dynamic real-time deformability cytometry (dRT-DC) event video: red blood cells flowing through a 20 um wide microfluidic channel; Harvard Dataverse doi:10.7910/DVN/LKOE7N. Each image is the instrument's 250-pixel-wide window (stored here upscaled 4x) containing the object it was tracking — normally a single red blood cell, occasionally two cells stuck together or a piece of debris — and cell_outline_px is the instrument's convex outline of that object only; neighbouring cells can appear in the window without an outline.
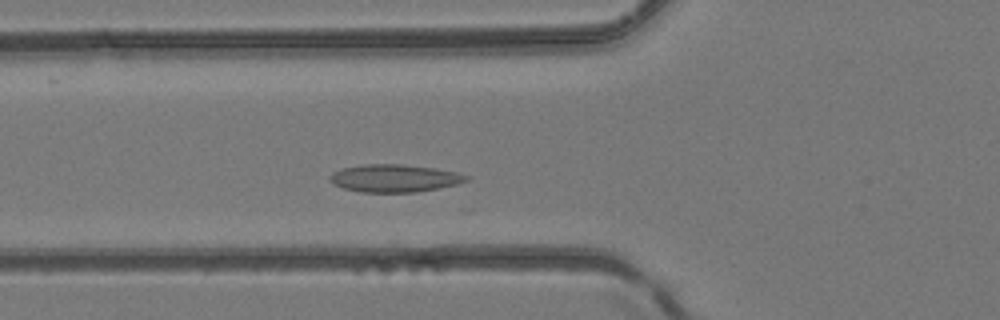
{"species": "common noctule bat (a hibernating species)", "species_latin": "Nyctalus noctula", "temperature_condition": "room temperature", "stored_images_in_passage": 15, "camera_frame_rate_fps": 3000, "um_per_image_px": 0.085, "animal": {"sex": "female", "body_mass_g": 24.6, "forearm_length_mm": 56.2}, "frame": {"image": 1, "passage_image": 10, "time_ms": 3.0, "image_size_px": [1000, 320], "cell_outline_px": [[468, 180], [456, 184], [416, 192], [360, 192], [344, 188], [332, 184], [328, 180], [328, 176], [332, 172], [344, 168], [364, 164], [400, 164], [432, 168], [456, 172], [468, 176]], "centroid_in_image_um": [33.46, 15.15], "position_along_channel_um": 92.3, "area_um2": 21.79}}
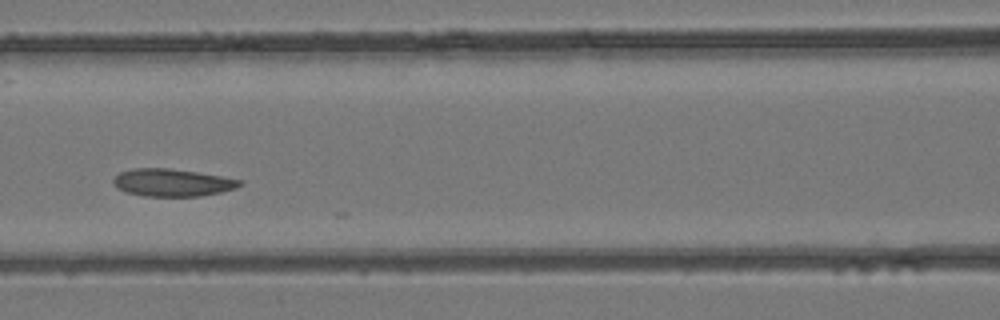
{"frame": {"image": 2, "passage_image": 14, "time_ms": 4.333, "image_size_px": [1000, 320], "cell_outline_px": [[244, 184], [236, 188], [220, 192], [200, 196], [144, 196], [124, 192], [116, 188], [112, 184], [112, 180], [120, 172], [132, 168], [168, 168], [196, 172], [244, 180]], "centroid_in_image_um": [14.62, 15.52], "position_along_channel_um": 152.0, "area_um2": 20.4}}